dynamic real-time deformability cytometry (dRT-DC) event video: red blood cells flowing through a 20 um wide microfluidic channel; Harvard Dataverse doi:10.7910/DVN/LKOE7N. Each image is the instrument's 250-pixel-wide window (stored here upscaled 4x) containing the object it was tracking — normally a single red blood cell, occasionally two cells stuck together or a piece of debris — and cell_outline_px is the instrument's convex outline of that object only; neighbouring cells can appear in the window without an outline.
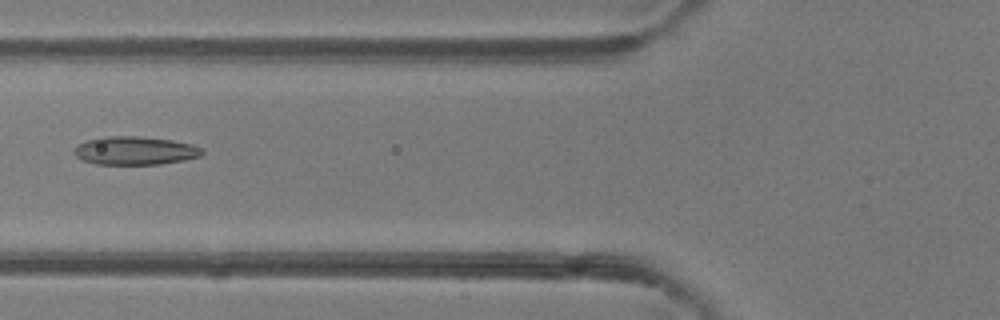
{"species": "common noctule bat (a hibernating species)", "species_latin": "Nyctalus noctula", "temperature_condition": "room temperature", "stored_images_in_passage": 6, "camera_frame_rate_fps": 3000, "um_per_image_px": 0.085, "animal": {"sex": "female"}, "frame": {"image": 1, "passage_image": 6, "time_ms": 5.667, "image_size_px": [1000, 320], "cell_outline_px": [[204, 152], [200, 156], [184, 160], [160, 164], [96, 164], [84, 160], [76, 156], [72, 152], [80, 144], [88, 140], [104, 136], [140, 136], [172, 140], [192, 144], [204, 148]], "centroid_in_image_um": [11.52, 12.8], "position_along_channel_um": 114.3, "area_um2": 21.1}}